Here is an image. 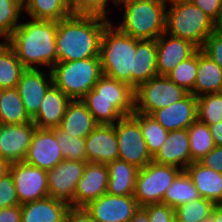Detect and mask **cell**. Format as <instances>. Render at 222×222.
<instances>
[{
  "label": "cell",
  "mask_w": 222,
  "mask_h": 222,
  "mask_svg": "<svg viewBox=\"0 0 222 222\" xmlns=\"http://www.w3.org/2000/svg\"><path fill=\"white\" fill-rule=\"evenodd\" d=\"M111 19L71 14L57 22V62L99 57L103 32Z\"/></svg>",
  "instance_id": "obj_1"
},
{
  "label": "cell",
  "mask_w": 222,
  "mask_h": 222,
  "mask_svg": "<svg viewBox=\"0 0 222 222\" xmlns=\"http://www.w3.org/2000/svg\"><path fill=\"white\" fill-rule=\"evenodd\" d=\"M25 17L6 42L26 69L50 70L57 63V21Z\"/></svg>",
  "instance_id": "obj_2"
},
{
  "label": "cell",
  "mask_w": 222,
  "mask_h": 222,
  "mask_svg": "<svg viewBox=\"0 0 222 222\" xmlns=\"http://www.w3.org/2000/svg\"><path fill=\"white\" fill-rule=\"evenodd\" d=\"M81 100L99 124H115L134 112V89L105 75Z\"/></svg>",
  "instance_id": "obj_3"
},
{
  "label": "cell",
  "mask_w": 222,
  "mask_h": 222,
  "mask_svg": "<svg viewBox=\"0 0 222 222\" xmlns=\"http://www.w3.org/2000/svg\"><path fill=\"white\" fill-rule=\"evenodd\" d=\"M111 20L105 27L100 45L103 75L131 86L136 38L123 33Z\"/></svg>",
  "instance_id": "obj_4"
},
{
  "label": "cell",
  "mask_w": 222,
  "mask_h": 222,
  "mask_svg": "<svg viewBox=\"0 0 222 222\" xmlns=\"http://www.w3.org/2000/svg\"><path fill=\"white\" fill-rule=\"evenodd\" d=\"M167 3L138 0L121 5L122 20L113 24L136 39L157 40L165 32Z\"/></svg>",
  "instance_id": "obj_5"
},
{
  "label": "cell",
  "mask_w": 222,
  "mask_h": 222,
  "mask_svg": "<svg viewBox=\"0 0 222 222\" xmlns=\"http://www.w3.org/2000/svg\"><path fill=\"white\" fill-rule=\"evenodd\" d=\"M169 5V6H168ZM214 31V21L190 0L167 3L165 32L201 49Z\"/></svg>",
  "instance_id": "obj_6"
},
{
  "label": "cell",
  "mask_w": 222,
  "mask_h": 222,
  "mask_svg": "<svg viewBox=\"0 0 222 222\" xmlns=\"http://www.w3.org/2000/svg\"><path fill=\"white\" fill-rule=\"evenodd\" d=\"M50 71L53 85L71 100L82 99L103 76L100 57L57 62Z\"/></svg>",
  "instance_id": "obj_7"
},
{
  "label": "cell",
  "mask_w": 222,
  "mask_h": 222,
  "mask_svg": "<svg viewBox=\"0 0 222 222\" xmlns=\"http://www.w3.org/2000/svg\"><path fill=\"white\" fill-rule=\"evenodd\" d=\"M182 171L177 167L153 161L139 169L133 194L138 205L162 203L166 190Z\"/></svg>",
  "instance_id": "obj_8"
},
{
  "label": "cell",
  "mask_w": 222,
  "mask_h": 222,
  "mask_svg": "<svg viewBox=\"0 0 222 222\" xmlns=\"http://www.w3.org/2000/svg\"><path fill=\"white\" fill-rule=\"evenodd\" d=\"M187 94L167 76L157 75L134 90V111L151 115L158 109L180 101Z\"/></svg>",
  "instance_id": "obj_9"
},
{
  "label": "cell",
  "mask_w": 222,
  "mask_h": 222,
  "mask_svg": "<svg viewBox=\"0 0 222 222\" xmlns=\"http://www.w3.org/2000/svg\"><path fill=\"white\" fill-rule=\"evenodd\" d=\"M118 159L141 169L152 161L143 137L140 123L133 115L121 117L115 123Z\"/></svg>",
  "instance_id": "obj_10"
},
{
  "label": "cell",
  "mask_w": 222,
  "mask_h": 222,
  "mask_svg": "<svg viewBox=\"0 0 222 222\" xmlns=\"http://www.w3.org/2000/svg\"><path fill=\"white\" fill-rule=\"evenodd\" d=\"M85 161L64 159L47 171L49 197L74 207V195L78 181L83 176Z\"/></svg>",
  "instance_id": "obj_11"
},
{
  "label": "cell",
  "mask_w": 222,
  "mask_h": 222,
  "mask_svg": "<svg viewBox=\"0 0 222 222\" xmlns=\"http://www.w3.org/2000/svg\"><path fill=\"white\" fill-rule=\"evenodd\" d=\"M13 177L19 205L49 196L47 171L22 162L12 163Z\"/></svg>",
  "instance_id": "obj_12"
},
{
  "label": "cell",
  "mask_w": 222,
  "mask_h": 222,
  "mask_svg": "<svg viewBox=\"0 0 222 222\" xmlns=\"http://www.w3.org/2000/svg\"><path fill=\"white\" fill-rule=\"evenodd\" d=\"M84 208L98 222H129L139 205L134 196L105 193Z\"/></svg>",
  "instance_id": "obj_13"
},
{
  "label": "cell",
  "mask_w": 222,
  "mask_h": 222,
  "mask_svg": "<svg viewBox=\"0 0 222 222\" xmlns=\"http://www.w3.org/2000/svg\"><path fill=\"white\" fill-rule=\"evenodd\" d=\"M36 126L24 124H0V158L11 163L24 161Z\"/></svg>",
  "instance_id": "obj_14"
},
{
  "label": "cell",
  "mask_w": 222,
  "mask_h": 222,
  "mask_svg": "<svg viewBox=\"0 0 222 222\" xmlns=\"http://www.w3.org/2000/svg\"><path fill=\"white\" fill-rule=\"evenodd\" d=\"M63 160L55 131L36 128L24 162L48 171Z\"/></svg>",
  "instance_id": "obj_15"
},
{
  "label": "cell",
  "mask_w": 222,
  "mask_h": 222,
  "mask_svg": "<svg viewBox=\"0 0 222 222\" xmlns=\"http://www.w3.org/2000/svg\"><path fill=\"white\" fill-rule=\"evenodd\" d=\"M53 85L49 69H26L17 90L28 115L33 118L39 111L47 90Z\"/></svg>",
  "instance_id": "obj_16"
},
{
  "label": "cell",
  "mask_w": 222,
  "mask_h": 222,
  "mask_svg": "<svg viewBox=\"0 0 222 222\" xmlns=\"http://www.w3.org/2000/svg\"><path fill=\"white\" fill-rule=\"evenodd\" d=\"M157 74L166 76L180 62L191 57L199 48L192 42L164 32L157 40Z\"/></svg>",
  "instance_id": "obj_17"
},
{
  "label": "cell",
  "mask_w": 222,
  "mask_h": 222,
  "mask_svg": "<svg viewBox=\"0 0 222 222\" xmlns=\"http://www.w3.org/2000/svg\"><path fill=\"white\" fill-rule=\"evenodd\" d=\"M109 171L106 164L86 162L83 176L77 183L74 207H85L107 193Z\"/></svg>",
  "instance_id": "obj_18"
},
{
  "label": "cell",
  "mask_w": 222,
  "mask_h": 222,
  "mask_svg": "<svg viewBox=\"0 0 222 222\" xmlns=\"http://www.w3.org/2000/svg\"><path fill=\"white\" fill-rule=\"evenodd\" d=\"M87 162L108 164L118 159L115 124H99L86 138Z\"/></svg>",
  "instance_id": "obj_19"
},
{
  "label": "cell",
  "mask_w": 222,
  "mask_h": 222,
  "mask_svg": "<svg viewBox=\"0 0 222 222\" xmlns=\"http://www.w3.org/2000/svg\"><path fill=\"white\" fill-rule=\"evenodd\" d=\"M151 116L169 132L187 129L198 119L197 97L188 93L180 101L154 111Z\"/></svg>",
  "instance_id": "obj_20"
},
{
  "label": "cell",
  "mask_w": 222,
  "mask_h": 222,
  "mask_svg": "<svg viewBox=\"0 0 222 222\" xmlns=\"http://www.w3.org/2000/svg\"><path fill=\"white\" fill-rule=\"evenodd\" d=\"M152 161L185 171L192 163L187 129L170 131L164 144L152 157Z\"/></svg>",
  "instance_id": "obj_21"
},
{
  "label": "cell",
  "mask_w": 222,
  "mask_h": 222,
  "mask_svg": "<svg viewBox=\"0 0 222 222\" xmlns=\"http://www.w3.org/2000/svg\"><path fill=\"white\" fill-rule=\"evenodd\" d=\"M70 205L46 197L21 205V222H66Z\"/></svg>",
  "instance_id": "obj_22"
},
{
  "label": "cell",
  "mask_w": 222,
  "mask_h": 222,
  "mask_svg": "<svg viewBox=\"0 0 222 222\" xmlns=\"http://www.w3.org/2000/svg\"><path fill=\"white\" fill-rule=\"evenodd\" d=\"M70 100L59 88L52 85L47 90L38 113L32 118L36 128L54 129L59 127Z\"/></svg>",
  "instance_id": "obj_23"
},
{
  "label": "cell",
  "mask_w": 222,
  "mask_h": 222,
  "mask_svg": "<svg viewBox=\"0 0 222 222\" xmlns=\"http://www.w3.org/2000/svg\"><path fill=\"white\" fill-rule=\"evenodd\" d=\"M156 40L136 39L133 71H131V87L135 90L140 84L157 76Z\"/></svg>",
  "instance_id": "obj_24"
},
{
  "label": "cell",
  "mask_w": 222,
  "mask_h": 222,
  "mask_svg": "<svg viewBox=\"0 0 222 222\" xmlns=\"http://www.w3.org/2000/svg\"><path fill=\"white\" fill-rule=\"evenodd\" d=\"M99 123L81 99L70 100L59 128L69 135L86 138Z\"/></svg>",
  "instance_id": "obj_25"
},
{
  "label": "cell",
  "mask_w": 222,
  "mask_h": 222,
  "mask_svg": "<svg viewBox=\"0 0 222 222\" xmlns=\"http://www.w3.org/2000/svg\"><path fill=\"white\" fill-rule=\"evenodd\" d=\"M185 171L202 198L215 204L222 203V173L203 166L199 161L192 162Z\"/></svg>",
  "instance_id": "obj_26"
},
{
  "label": "cell",
  "mask_w": 222,
  "mask_h": 222,
  "mask_svg": "<svg viewBox=\"0 0 222 222\" xmlns=\"http://www.w3.org/2000/svg\"><path fill=\"white\" fill-rule=\"evenodd\" d=\"M222 92V69L201 49H198V70L193 95Z\"/></svg>",
  "instance_id": "obj_27"
},
{
  "label": "cell",
  "mask_w": 222,
  "mask_h": 222,
  "mask_svg": "<svg viewBox=\"0 0 222 222\" xmlns=\"http://www.w3.org/2000/svg\"><path fill=\"white\" fill-rule=\"evenodd\" d=\"M107 167L109 171L107 193L119 196H133L139 168L121 159L108 163Z\"/></svg>",
  "instance_id": "obj_28"
},
{
  "label": "cell",
  "mask_w": 222,
  "mask_h": 222,
  "mask_svg": "<svg viewBox=\"0 0 222 222\" xmlns=\"http://www.w3.org/2000/svg\"><path fill=\"white\" fill-rule=\"evenodd\" d=\"M23 11L31 19L57 22L72 14L69 0H23Z\"/></svg>",
  "instance_id": "obj_29"
},
{
  "label": "cell",
  "mask_w": 222,
  "mask_h": 222,
  "mask_svg": "<svg viewBox=\"0 0 222 222\" xmlns=\"http://www.w3.org/2000/svg\"><path fill=\"white\" fill-rule=\"evenodd\" d=\"M32 122L26 112L17 87L0 89V124H24Z\"/></svg>",
  "instance_id": "obj_30"
},
{
  "label": "cell",
  "mask_w": 222,
  "mask_h": 222,
  "mask_svg": "<svg viewBox=\"0 0 222 222\" xmlns=\"http://www.w3.org/2000/svg\"><path fill=\"white\" fill-rule=\"evenodd\" d=\"M26 68L6 41L0 44V89L17 87Z\"/></svg>",
  "instance_id": "obj_31"
},
{
  "label": "cell",
  "mask_w": 222,
  "mask_h": 222,
  "mask_svg": "<svg viewBox=\"0 0 222 222\" xmlns=\"http://www.w3.org/2000/svg\"><path fill=\"white\" fill-rule=\"evenodd\" d=\"M201 198L195 188L191 177L186 171H182L166 190L162 204L169 205L173 209L185 203Z\"/></svg>",
  "instance_id": "obj_32"
},
{
  "label": "cell",
  "mask_w": 222,
  "mask_h": 222,
  "mask_svg": "<svg viewBox=\"0 0 222 222\" xmlns=\"http://www.w3.org/2000/svg\"><path fill=\"white\" fill-rule=\"evenodd\" d=\"M187 133L192 162H198L215 147L209 126L200 120H195L187 128Z\"/></svg>",
  "instance_id": "obj_33"
},
{
  "label": "cell",
  "mask_w": 222,
  "mask_h": 222,
  "mask_svg": "<svg viewBox=\"0 0 222 222\" xmlns=\"http://www.w3.org/2000/svg\"><path fill=\"white\" fill-rule=\"evenodd\" d=\"M132 114L140 123V128L145 139L148 152L153 157L164 144L169 131H167L151 115L142 114L136 111H134Z\"/></svg>",
  "instance_id": "obj_34"
},
{
  "label": "cell",
  "mask_w": 222,
  "mask_h": 222,
  "mask_svg": "<svg viewBox=\"0 0 222 222\" xmlns=\"http://www.w3.org/2000/svg\"><path fill=\"white\" fill-rule=\"evenodd\" d=\"M22 14L23 0H0V38L3 41H6L20 25Z\"/></svg>",
  "instance_id": "obj_35"
},
{
  "label": "cell",
  "mask_w": 222,
  "mask_h": 222,
  "mask_svg": "<svg viewBox=\"0 0 222 222\" xmlns=\"http://www.w3.org/2000/svg\"><path fill=\"white\" fill-rule=\"evenodd\" d=\"M198 70V50L188 59L180 62L166 76L188 93L193 94Z\"/></svg>",
  "instance_id": "obj_36"
},
{
  "label": "cell",
  "mask_w": 222,
  "mask_h": 222,
  "mask_svg": "<svg viewBox=\"0 0 222 222\" xmlns=\"http://www.w3.org/2000/svg\"><path fill=\"white\" fill-rule=\"evenodd\" d=\"M215 203L199 198L175 208V217L183 222H203L212 214Z\"/></svg>",
  "instance_id": "obj_37"
},
{
  "label": "cell",
  "mask_w": 222,
  "mask_h": 222,
  "mask_svg": "<svg viewBox=\"0 0 222 222\" xmlns=\"http://www.w3.org/2000/svg\"><path fill=\"white\" fill-rule=\"evenodd\" d=\"M198 120L212 125L222 121V92L197 97Z\"/></svg>",
  "instance_id": "obj_38"
},
{
  "label": "cell",
  "mask_w": 222,
  "mask_h": 222,
  "mask_svg": "<svg viewBox=\"0 0 222 222\" xmlns=\"http://www.w3.org/2000/svg\"><path fill=\"white\" fill-rule=\"evenodd\" d=\"M53 130L56 133L57 142L61 148L64 159L87 162L85 138L69 135V133L64 132L59 127Z\"/></svg>",
  "instance_id": "obj_39"
},
{
  "label": "cell",
  "mask_w": 222,
  "mask_h": 222,
  "mask_svg": "<svg viewBox=\"0 0 222 222\" xmlns=\"http://www.w3.org/2000/svg\"><path fill=\"white\" fill-rule=\"evenodd\" d=\"M111 3L115 7V0H69L72 14L98 15L112 20L109 18V14L113 16Z\"/></svg>",
  "instance_id": "obj_40"
},
{
  "label": "cell",
  "mask_w": 222,
  "mask_h": 222,
  "mask_svg": "<svg viewBox=\"0 0 222 222\" xmlns=\"http://www.w3.org/2000/svg\"><path fill=\"white\" fill-rule=\"evenodd\" d=\"M19 200L11 173L0 179V209L17 206Z\"/></svg>",
  "instance_id": "obj_41"
},
{
  "label": "cell",
  "mask_w": 222,
  "mask_h": 222,
  "mask_svg": "<svg viewBox=\"0 0 222 222\" xmlns=\"http://www.w3.org/2000/svg\"><path fill=\"white\" fill-rule=\"evenodd\" d=\"M148 213L149 222H173L175 209L162 203L147 204L143 206Z\"/></svg>",
  "instance_id": "obj_42"
},
{
  "label": "cell",
  "mask_w": 222,
  "mask_h": 222,
  "mask_svg": "<svg viewBox=\"0 0 222 222\" xmlns=\"http://www.w3.org/2000/svg\"><path fill=\"white\" fill-rule=\"evenodd\" d=\"M201 50L222 69V34L212 32L206 39Z\"/></svg>",
  "instance_id": "obj_43"
},
{
  "label": "cell",
  "mask_w": 222,
  "mask_h": 222,
  "mask_svg": "<svg viewBox=\"0 0 222 222\" xmlns=\"http://www.w3.org/2000/svg\"><path fill=\"white\" fill-rule=\"evenodd\" d=\"M199 162L203 166L222 173V146H215Z\"/></svg>",
  "instance_id": "obj_44"
},
{
  "label": "cell",
  "mask_w": 222,
  "mask_h": 222,
  "mask_svg": "<svg viewBox=\"0 0 222 222\" xmlns=\"http://www.w3.org/2000/svg\"><path fill=\"white\" fill-rule=\"evenodd\" d=\"M197 7L201 8L203 12L215 21L222 9V0H190Z\"/></svg>",
  "instance_id": "obj_45"
},
{
  "label": "cell",
  "mask_w": 222,
  "mask_h": 222,
  "mask_svg": "<svg viewBox=\"0 0 222 222\" xmlns=\"http://www.w3.org/2000/svg\"><path fill=\"white\" fill-rule=\"evenodd\" d=\"M66 222H98L84 207H70Z\"/></svg>",
  "instance_id": "obj_46"
},
{
  "label": "cell",
  "mask_w": 222,
  "mask_h": 222,
  "mask_svg": "<svg viewBox=\"0 0 222 222\" xmlns=\"http://www.w3.org/2000/svg\"><path fill=\"white\" fill-rule=\"evenodd\" d=\"M0 222H21V205L0 209Z\"/></svg>",
  "instance_id": "obj_47"
},
{
  "label": "cell",
  "mask_w": 222,
  "mask_h": 222,
  "mask_svg": "<svg viewBox=\"0 0 222 222\" xmlns=\"http://www.w3.org/2000/svg\"><path fill=\"white\" fill-rule=\"evenodd\" d=\"M215 146H222V121L208 125Z\"/></svg>",
  "instance_id": "obj_48"
},
{
  "label": "cell",
  "mask_w": 222,
  "mask_h": 222,
  "mask_svg": "<svg viewBox=\"0 0 222 222\" xmlns=\"http://www.w3.org/2000/svg\"><path fill=\"white\" fill-rule=\"evenodd\" d=\"M129 222H149L147 210L143 206H139Z\"/></svg>",
  "instance_id": "obj_49"
},
{
  "label": "cell",
  "mask_w": 222,
  "mask_h": 222,
  "mask_svg": "<svg viewBox=\"0 0 222 222\" xmlns=\"http://www.w3.org/2000/svg\"><path fill=\"white\" fill-rule=\"evenodd\" d=\"M12 163L0 158V179L10 174Z\"/></svg>",
  "instance_id": "obj_50"
},
{
  "label": "cell",
  "mask_w": 222,
  "mask_h": 222,
  "mask_svg": "<svg viewBox=\"0 0 222 222\" xmlns=\"http://www.w3.org/2000/svg\"><path fill=\"white\" fill-rule=\"evenodd\" d=\"M211 217L215 222H222V203H216L214 205Z\"/></svg>",
  "instance_id": "obj_51"
},
{
  "label": "cell",
  "mask_w": 222,
  "mask_h": 222,
  "mask_svg": "<svg viewBox=\"0 0 222 222\" xmlns=\"http://www.w3.org/2000/svg\"><path fill=\"white\" fill-rule=\"evenodd\" d=\"M214 32L222 34V9L218 18L214 21Z\"/></svg>",
  "instance_id": "obj_52"
},
{
  "label": "cell",
  "mask_w": 222,
  "mask_h": 222,
  "mask_svg": "<svg viewBox=\"0 0 222 222\" xmlns=\"http://www.w3.org/2000/svg\"><path fill=\"white\" fill-rule=\"evenodd\" d=\"M132 1H138V0H115V8L117 6L120 7L121 5L132 2Z\"/></svg>",
  "instance_id": "obj_53"
},
{
  "label": "cell",
  "mask_w": 222,
  "mask_h": 222,
  "mask_svg": "<svg viewBox=\"0 0 222 222\" xmlns=\"http://www.w3.org/2000/svg\"><path fill=\"white\" fill-rule=\"evenodd\" d=\"M203 222H215V220L210 216L209 218L205 219Z\"/></svg>",
  "instance_id": "obj_54"
},
{
  "label": "cell",
  "mask_w": 222,
  "mask_h": 222,
  "mask_svg": "<svg viewBox=\"0 0 222 222\" xmlns=\"http://www.w3.org/2000/svg\"><path fill=\"white\" fill-rule=\"evenodd\" d=\"M163 1L166 2V3H169V2L176 1V0H163Z\"/></svg>",
  "instance_id": "obj_55"
},
{
  "label": "cell",
  "mask_w": 222,
  "mask_h": 222,
  "mask_svg": "<svg viewBox=\"0 0 222 222\" xmlns=\"http://www.w3.org/2000/svg\"><path fill=\"white\" fill-rule=\"evenodd\" d=\"M173 222H183V221H180L179 219L175 218Z\"/></svg>",
  "instance_id": "obj_56"
}]
</instances>
